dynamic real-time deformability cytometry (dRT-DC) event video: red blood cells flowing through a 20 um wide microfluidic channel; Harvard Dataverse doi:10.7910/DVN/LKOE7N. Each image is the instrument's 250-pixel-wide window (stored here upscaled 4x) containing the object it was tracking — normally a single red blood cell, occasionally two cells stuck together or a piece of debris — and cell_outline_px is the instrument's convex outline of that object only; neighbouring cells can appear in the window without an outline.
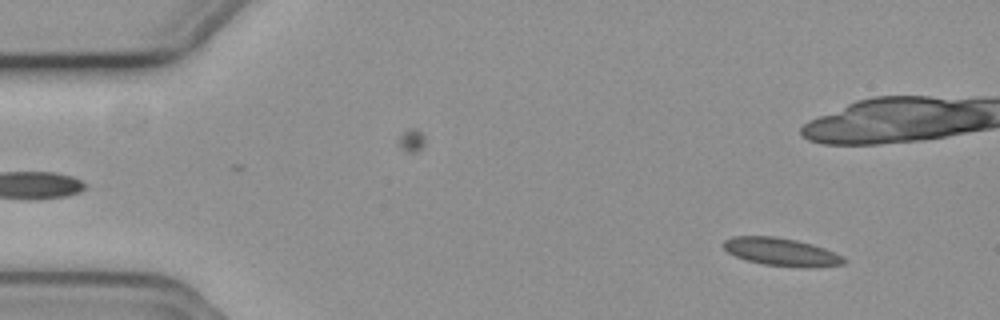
{"species": "common noctule bat (a hibernating species)", "species_latin": "Nyctalus noctula", "temperature_condition": "cold", "stored_images_in_passage": 13, "camera_frame_rate_fps": 3000, "um_per_image_px": 0.085, "animal": {"sex": "female", "body_mass_g": 19.3, "forearm_length_mm": 54.1}, "frame": {"image": 1, "passage_image": 6, "time_ms": 1.667, "image_size_px": [1000, 320], "cell_outline_px": [[848, 260], [844, 264], [812, 268], [804, 268], [764, 264], [744, 260], [728, 252], [720, 244], [724, 240], [732, 236], [776, 236], [796, 240], [812, 244], [824, 248], [844, 256]], "centroid_in_image_um": [66.42, 21.42], "position_along_channel_um": 18.6, "area_um2": 19.88}}